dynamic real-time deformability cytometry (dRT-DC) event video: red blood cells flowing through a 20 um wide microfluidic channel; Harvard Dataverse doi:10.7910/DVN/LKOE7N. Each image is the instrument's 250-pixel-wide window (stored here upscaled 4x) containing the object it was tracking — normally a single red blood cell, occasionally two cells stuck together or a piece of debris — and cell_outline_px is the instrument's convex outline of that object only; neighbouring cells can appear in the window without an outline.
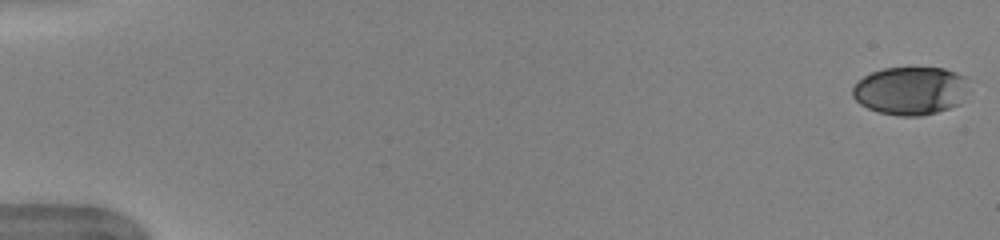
{"species": "human", "species_latin": "Homo sapiens", "temperature_condition": "warm", "stored_images_in_passage": 52, "camera_frame_rate_fps": 3000, "um_per_image_px": 0.085, "donor": {"sex": "female"}, "frame": {"image": 1, "passage_image": 1, "time_ms": 0.0, "image_size_px": [1000, 240], "cell_outline_px": [[968, 88], [960, 104], [936, 112], [920, 116], [900, 116], [880, 112], [868, 108], [860, 104], [852, 96], [852, 88], [864, 76], [872, 72], [884, 68], [944, 68], [956, 72], [964, 76]], "centroid_in_image_um": [77.39, 7.71], "position_along_channel_um": 7.6, "area_um2": 32.48}}
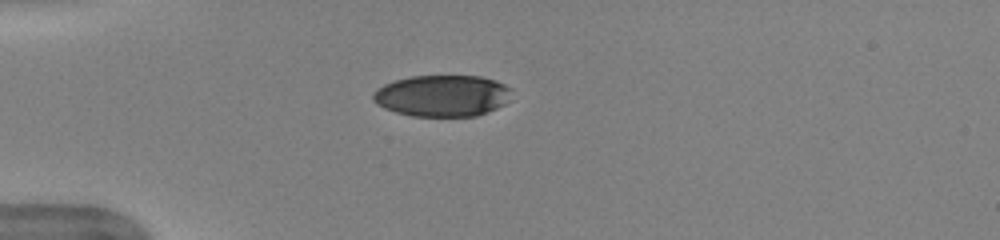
{"frame": {"image": 2, "passage_image": 15, "time_ms": 4.667, "image_size_px": [1000, 240], "cell_outline_px": [[512, 88], [504, 104], [488, 112], [476, 116], [412, 116], [396, 112], [384, 108], [376, 104], [372, 100], [372, 92], [384, 84], [396, 80], [412, 76], [480, 76], [496, 80]], "centroid_in_image_um": [37.57, 8.14], "position_along_channel_um": 47.4, "area_um2": 33.52}}
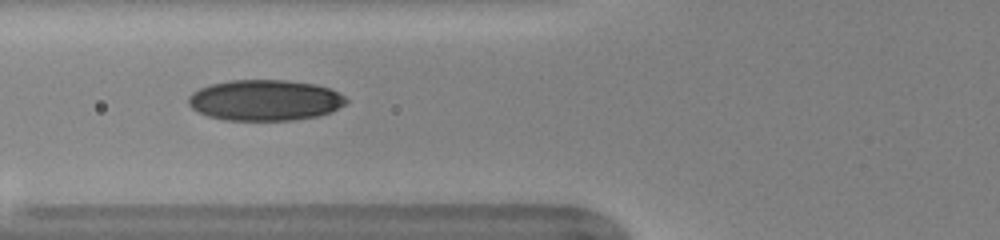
{"frame": {"image": 3, "passage_image": 21, "time_ms": 6.667, "image_size_px": [1000, 240], "cell_outline_px": [[348, 100], [344, 104], [332, 112], [316, 116], [292, 120], [228, 120], [208, 116], [192, 108], [188, 104], [188, 96], [192, 92], [200, 88], [212, 84], [232, 80], [288, 80], [316, 84], [328, 88], [344, 96]], "centroid_in_image_um": [22.52, 8.51], "position_along_channel_um": 103.3, "area_um2": 37.4}, "authors_computed_cell_mechanics": {"area_um2": 35.836, "velocity_mm_per_s": 3.9954, "shape_relaxation_time_tau1_ms": 7.2395, "shape_relaxation_time_tau2_ms": 1.5779, "deformation_change_tau1": 0.2032, "deformation_change_tau2": 0.0616}}